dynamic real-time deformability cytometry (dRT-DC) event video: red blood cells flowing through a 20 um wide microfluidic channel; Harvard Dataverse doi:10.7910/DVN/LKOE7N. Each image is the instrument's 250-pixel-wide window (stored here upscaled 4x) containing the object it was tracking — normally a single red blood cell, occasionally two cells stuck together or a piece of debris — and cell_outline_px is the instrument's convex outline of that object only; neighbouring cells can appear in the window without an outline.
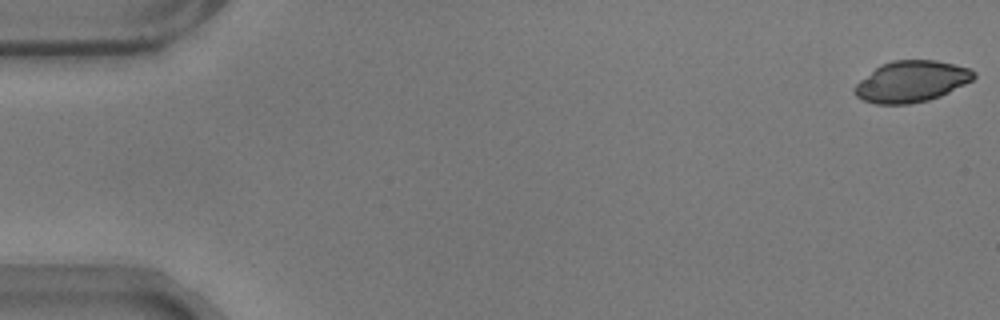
{"species": "common noctule bat (a hibernating species)", "species_latin": "Nyctalus noctula", "temperature_condition": "warm", "stored_images_in_passage": 57, "camera_frame_rate_fps": 3000, "um_per_image_px": 0.085, "animal": {"sex": "male", "body_mass_g": 17.9}, "frame": {"image": 1, "passage_image": 1, "time_ms": 0.0, "image_size_px": [1000, 320], "cell_outline_px": [[976, 76], [972, 80], [940, 96], [928, 100], [908, 104], [876, 104], [864, 100], [856, 96], [852, 92], [852, 88], [860, 80], [880, 64], [892, 60], [936, 60], [956, 64], [972, 68], [976, 72]], "centroid_in_image_um": [77.47, 6.91], "position_along_channel_um": 7.5, "area_um2": 28.78}}